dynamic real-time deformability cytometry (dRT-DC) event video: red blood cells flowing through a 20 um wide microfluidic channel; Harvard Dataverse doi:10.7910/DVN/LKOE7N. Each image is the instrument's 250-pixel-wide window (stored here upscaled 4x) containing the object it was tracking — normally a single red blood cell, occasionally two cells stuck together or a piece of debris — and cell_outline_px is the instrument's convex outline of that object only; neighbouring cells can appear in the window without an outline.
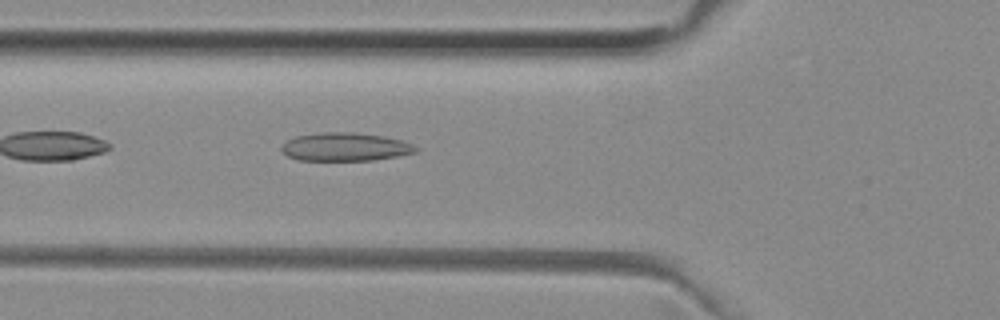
{"species": "common noctule bat (a hibernating species)", "species_latin": "Nyctalus noctula", "temperature_condition": "room temperature", "stored_images_in_passage": 9, "camera_frame_rate_fps": 3000, "um_per_image_px": 0.085, "animal": {"sex": "female", "body_mass_g": 29.2, "forearm_length_mm": 56.3}, "frame": {"image": 1, "passage_image": 4, "time_ms": 1.0, "image_size_px": [1000, 320], "cell_outline_px": [[420, 148], [416, 152], [396, 156], [372, 160], [296, 160], [288, 156], [280, 148], [288, 140], [296, 136], [324, 132], [352, 132], [384, 136], [400, 140], [412, 144]], "centroid_in_image_um": [29.35, 12.48], "position_along_channel_um": 96.4, "area_um2": 21.96}}